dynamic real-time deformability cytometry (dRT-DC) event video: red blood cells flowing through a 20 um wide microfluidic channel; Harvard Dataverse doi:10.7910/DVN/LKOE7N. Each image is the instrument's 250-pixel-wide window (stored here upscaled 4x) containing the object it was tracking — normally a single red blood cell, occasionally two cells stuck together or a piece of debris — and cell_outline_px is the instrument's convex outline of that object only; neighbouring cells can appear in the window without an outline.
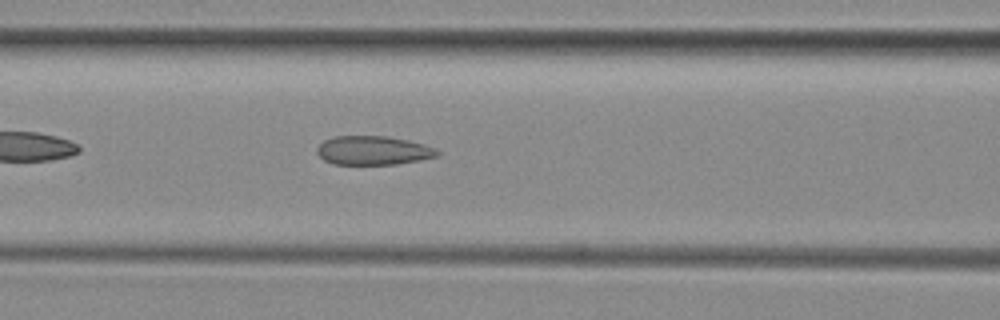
{"species": "common noctule bat (a hibernating species)", "species_latin": "Nyctalus noctula", "temperature_condition": "room temperature", "stored_images_in_passage": 34, "camera_frame_rate_fps": 3000, "um_per_image_px": 0.085, "animal": {"sex": "female", "body_mass_g": 29.2, "forearm_length_mm": 56.3}, "frame": {"image": 1, "passage_image": 9, "time_ms": 2.667, "image_size_px": [1000, 320], "cell_outline_px": [[440, 152], [436, 156], [396, 164], [332, 164], [324, 160], [316, 152], [316, 148], [324, 140], [332, 136], [384, 136], [408, 140], [424, 144], [436, 148]], "centroid_in_image_um": [31.68, 12.78], "position_along_channel_um": 134.9, "area_um2": 20.17}}
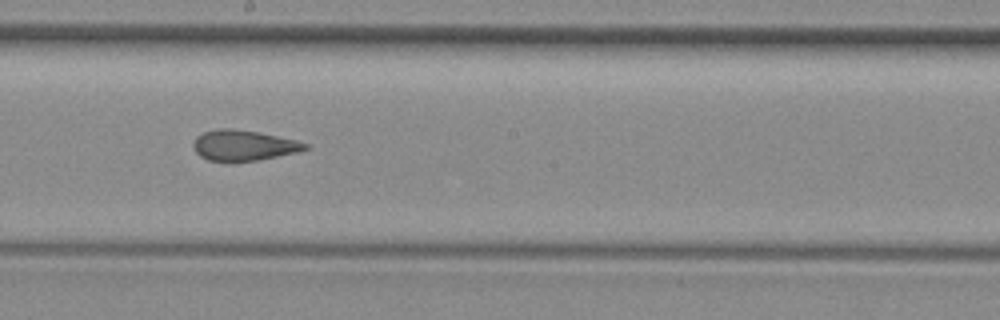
{"frame": {"image": 2, "passage_image": 16, "time_ms": 5.0, "image_size_px": [1000, 320], "cell_outline_px": [[308, 148], [296, 152], [260, 160], [232, 164], [228, 164], [208, 160], [200, 156], [196, 152], [192, 144], [196, 136], [204, 132], [216, 128], [232, 128], [260, 132], [296, 140], [308, 144]], "centroid_in_image_um": [20.65, 12.38], "position_along_channel_um": 227.6, "area_um2": 20.52}}
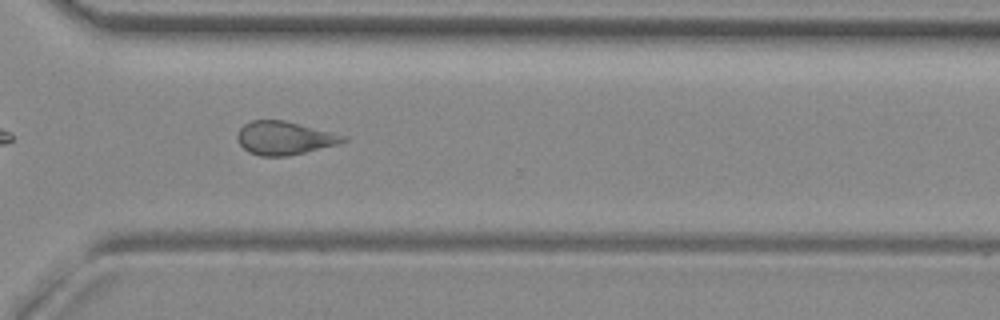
{"frame": {"image": 3, "passage_image": 25, "time_ms": 8.0, "image_size_px": [1000, 320], "cell_outline_px": [[348, 140], [340, 144], [288, 156], [260, 156], [248, 152], [236, 140], [236, 136], [240, 128], [244, 124], [252, 120], [284, 120], [348, 136]], "centroid_in_image_um": [24.18, 11.74], "position_along_channel_um": 346.4, "area_um2": 20.69}, "authors_computed_cell_mechanics": {"area_um2": 20.6346, "velocity_mm_per_s": 3.9778, "shape_relaxation_time_tau1_ms": null, "shape_relaxation_time_tau2_ms": 2.1573, "deformation_change_tau1": null, "deformation_change_tau2": 0.1032}}